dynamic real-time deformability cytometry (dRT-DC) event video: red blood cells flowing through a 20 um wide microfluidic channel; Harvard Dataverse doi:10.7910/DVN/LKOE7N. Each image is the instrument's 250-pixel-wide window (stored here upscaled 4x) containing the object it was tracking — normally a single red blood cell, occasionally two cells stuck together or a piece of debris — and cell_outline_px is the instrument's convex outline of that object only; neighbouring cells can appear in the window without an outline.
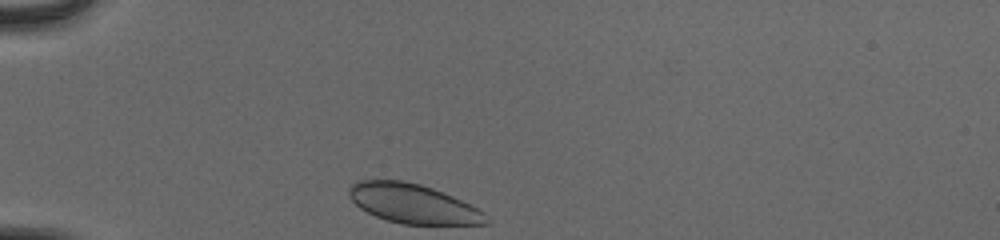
{"species": "human", "species_latin": "Homo sapiens", "temperature_condition": "cold", "stored_images_in_passage": 32, "camera_frame_rate_fps": 3000, "um_per_image_px": 0.085, "donor": {"sex": "male"}, "frame": {"image": 1, "passage_image": 1, "time_ms": 0.0, "image_size_px": [1000, 240], "cell_outline_px": [[492, 220], [488, 224], [400, 224], [376, 216], [360, 208], [348, 196], [348, 188], [356, 180], [404, 180], [420, 184], [432, 188], [452, 196], [484, 212]], "centroid_in_image_um": [35.1, 17.31], "position_along_channel_um": 49.9, "area_um2": 31.39}}
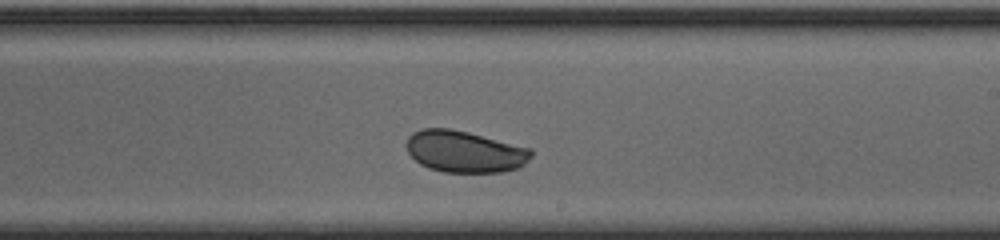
{"frame": {"image": 2, "passage_image": 19, "time_ms": 6.0, "image_size_px": [1000, 240], "cell_outline_px": [[532, 156], [520, 168], [504, 172], [444, 172], [428, 168], [420, 164], [408, 152], [408, 136], [412, 132], [424, 128], [448, 128], [468, 132], [532, 148]], "centroid_in_image_um": [39.53, 12.89], "position_along_channel_um": 249.5, "area_um2": 30.35}}
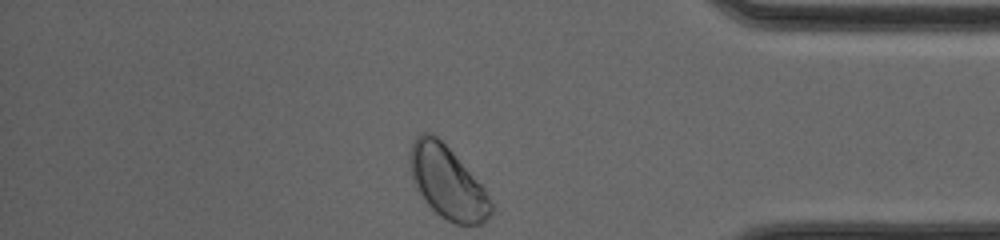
{"frame": {"image": 3, "passage_image": 32, "time_ms": 10.333, "image_size_px": [1000, 240], "cell_outline_px": [[492, 212], [480, 224], [456, 224], [440, 216], [424, 200], [416, 188], [412, 180], [408, 160], [408, 152], [416, 136], [424, 132], [432, 132], [452, 152], [484, 188], [492, 204]], "centroid_in_image_um": [37.98, 15.49], "position_along_channel_um": 397.2, "area_um2": 33.81}, "authors_computed_cell_mechanics": {"area_um2": 30.4895, "velocity_mm_per_s": 3.833, "shape_relaxation_time_tau1_ms": 5.8743, "shape_relaxation_time_tau2_ms": null, "deformation_change_tau1": 0.0761, "deformation_change_tau2": null}}